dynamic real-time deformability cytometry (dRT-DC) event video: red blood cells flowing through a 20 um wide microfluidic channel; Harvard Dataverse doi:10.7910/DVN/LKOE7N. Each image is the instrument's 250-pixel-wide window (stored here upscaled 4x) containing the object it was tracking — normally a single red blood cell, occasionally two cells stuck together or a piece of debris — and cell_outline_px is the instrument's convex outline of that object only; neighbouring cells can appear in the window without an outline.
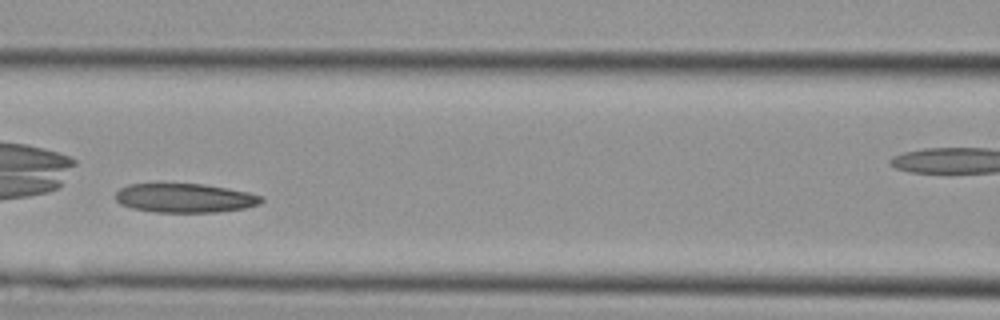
{"species": "Egyptian fruit bat (a non-hibernating species)", "species_latin": "Rousettus aegyptiacus", "temperature_condition": "cold", "stored_images_in_passage": 38, "camera_frame_rate_fps": 3000, "um_per_image_px": 0.085, "animal": {"sex": "female"}, "frame": {"image": 1, "passage_image": 17, "time_ms": 5.333, "image_size_px": [1000, 320], "cell_outline_px": [[264, 200], [260, 204], [244, 208], [220, 212], [156, 212], [132, 208], [120, 204], [116, 200], [116, 192], [120, 188], [128, 184], [204, 184], [248, 192], [264, 196]], "centroid_in_image_um": [15.74, 16.83], "position_along_channel_um": 150.9, "area_um2": 24.74}}